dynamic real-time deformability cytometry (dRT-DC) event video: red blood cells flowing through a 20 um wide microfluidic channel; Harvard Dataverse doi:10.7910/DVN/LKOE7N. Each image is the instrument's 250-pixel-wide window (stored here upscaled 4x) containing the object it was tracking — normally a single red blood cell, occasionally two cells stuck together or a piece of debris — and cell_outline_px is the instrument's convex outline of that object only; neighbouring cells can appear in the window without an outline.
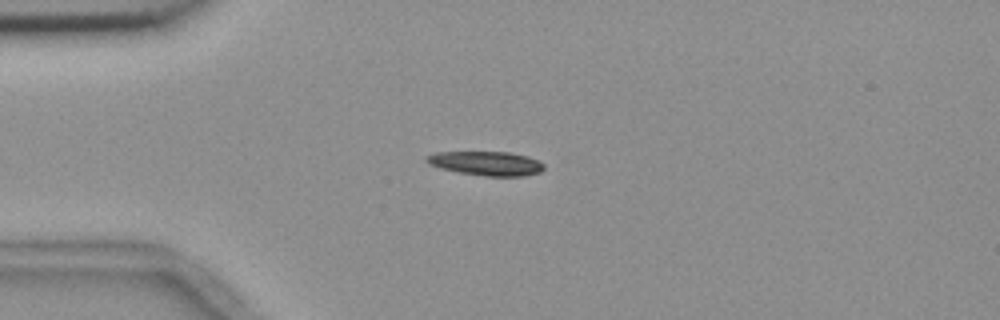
{"species": "common noctule bat (a hibernating species)", "species_latin": "Nyctalus noctula", "temperature_condition": "room temperature", "stored_images_in_passage": 43, "camera_frame_rate_fps": 3000, "um_per_image_px": 0.085, "animal": {"sex": "female", "body_mass_g": 18.4}, "frame": {"image": 1, "passage_image": 2, "time_ms": 0.333, "image_size_px": [1000, 320], "cell_outline_px": [[544, 168], [540, 172], [524, 176], [488, 176], [460, 172], [440, 168], [428, 164], [424, 160], [424, 156], [432, 152], [508, 152], [528, 156], [544, 164]], "centroid_in_image_um": [41.29, 13.88], "position_along_channel_um": 43.7, "area_um2": 16.53}}
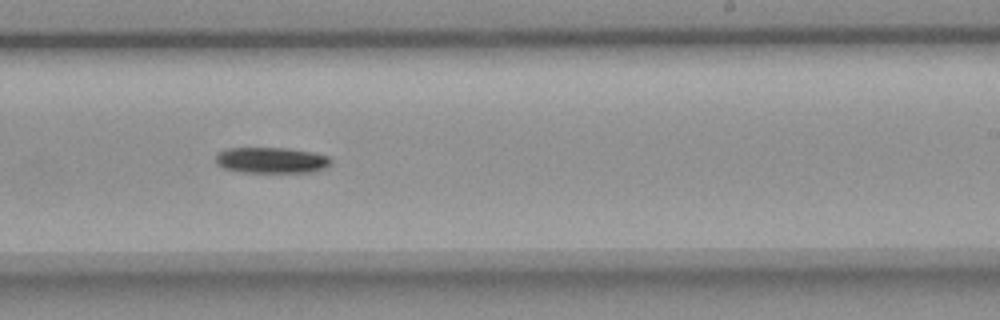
{"frame": {"image": 2, "passage_image": 22, "time_ms": 7.0, "image_size_px": [1000, 320], "cell_outline_px": [[332, 160], [324, 168], [312, 172], [244, 172], [224, 168], [216, 164], [216, 156], [220, 152], [228, 148], [288, 148], [312, 152], [328, 156]], "centroid_in_image_um": [23.07, 13.62], "position_along_channel_um": 265.9, "area_um2": 17.22}}
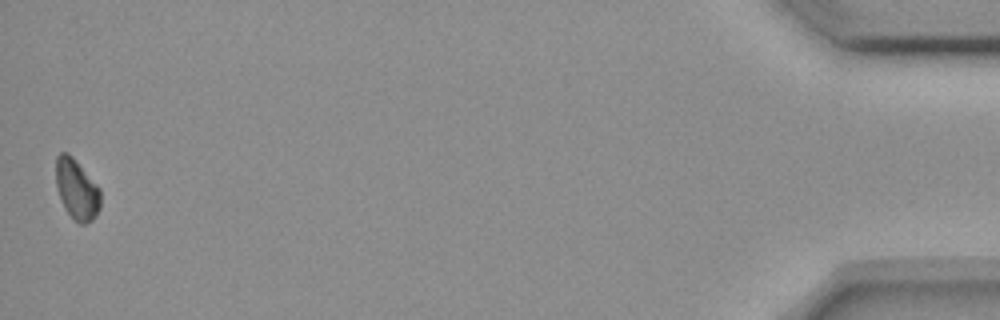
{"frame": {"image": 3, "passage_image": 43, "time_ms": 14.0, "image_size_px": [1000, 320], "cell_outline_px": [[100, 208], [96, 216], [92, 220], [84, 224], [80, 224], [64, 208], [56, 184], [56, 156], [60, 152], [68, 152], [72, 156], [100, 188]], "centroid_in_image_um": [6.53, 16.08], "position_along_channel_um": 428.7, "area_um2": 15.55}, "authors_computed_cell_mechanics": {"area_um2": 16.9932, "velocity_mm_per_s": 3.6497, "shape_relaxation_time_tau1_ms": 9.8682, "shape_relaxation_time_tau2_ms": null, "deformation_change_tau1": 0.1721, "deformation_change_tau2": null}}